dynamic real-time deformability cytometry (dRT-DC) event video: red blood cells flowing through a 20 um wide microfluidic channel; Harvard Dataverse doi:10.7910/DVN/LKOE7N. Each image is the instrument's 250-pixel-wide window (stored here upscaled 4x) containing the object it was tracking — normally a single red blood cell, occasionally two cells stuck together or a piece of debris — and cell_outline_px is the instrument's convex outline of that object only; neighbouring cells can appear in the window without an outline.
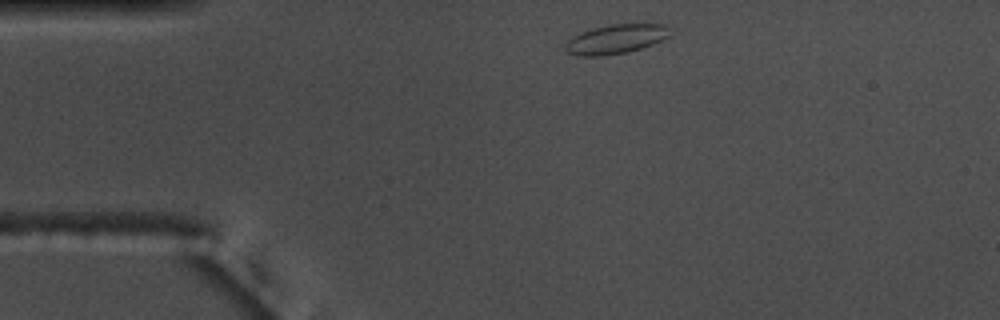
{"species": "common noctule bat (a hibernating species)", "species_latin": "Nyctalus noctula", "temperature_condition": "warm", "stored_images_in_passage": 45, "camera_frame_rate_fps": 3000, "um_per_image_px": 0.085, "animal": {"sex": "male", "body_mass_g": 17.5, "forearm_length_mm": 52.3}, "frame": {"image": 1, "passage_image": 1, "time_ms": 0.0, "image_size_px": [1000, 320], "cell_outline_px": [[668, 36], [652, 44], [628, 52], [604, 56], [580, 56], [568, 52], [564, 48], [564, 44], [572, 36], [580, 32], [592, 28], [612, 24], [664, 24]], "centroid_in_image_um": [52.25, 3.33], "position_along_channel_um": 32.8, "area_um2": 17.63}}
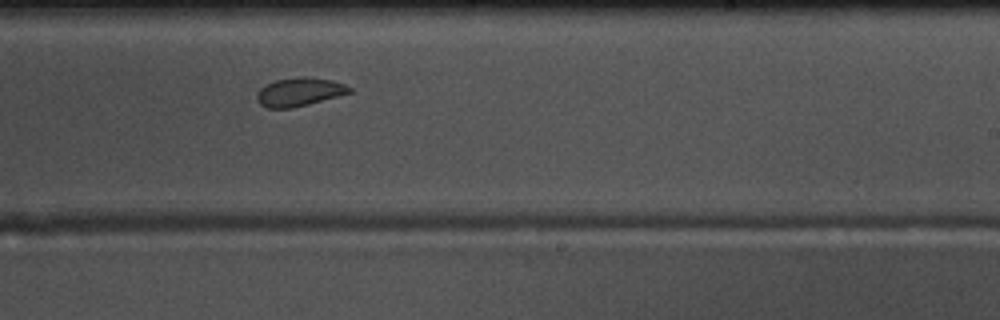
{"frame": {"image": 2, "passage_image": 23, "time_ms": 7.333, "image_size_px": [1000, 320], "cell_outline_px": [[352, 92], [308, 104], [292, 108], [268, 108], [260, 104], [256, 100], [256, 96], [260, 88], [276, 80], [300, 76], [308, 76], [332, 80], [344, 84], [352, 88]], "centroid_in_image_um": [25.44, 7.8], "position_along_channel_um": 263.6, "area_um2": 15.32}}
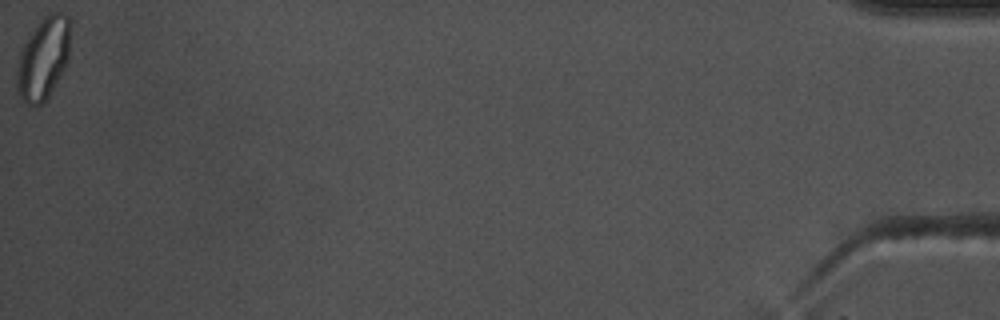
{"frame": {"image": 3, "passage_image": 45, "time_ms": 14.667, "image_size_px": [1000, 320], "cell_outline_px": [[68, 60], [60, 76], [48, 96], [36, 108], [28, 108], [20, 96], [16, 76], [16, 72], [20, 52], [28, 36], [44, 16], [52, 12], [64, 12], [68, 16]], "centroid_in_image_um": [3.65, 5.0], "position_along_channel_um": 431.5, "area_um2": 25.26}, "authors_computed_cell_mechanics": {"area_um2": 16.184, "velocity_mm_per_s": 3.7105, "shape_relaxation_time_tau1_ms": null, "shape_relaxation_time_tau2_ms": 1.2056, "deformation_change_tau1": null, "deformation_change_tau2": 0.0531}}